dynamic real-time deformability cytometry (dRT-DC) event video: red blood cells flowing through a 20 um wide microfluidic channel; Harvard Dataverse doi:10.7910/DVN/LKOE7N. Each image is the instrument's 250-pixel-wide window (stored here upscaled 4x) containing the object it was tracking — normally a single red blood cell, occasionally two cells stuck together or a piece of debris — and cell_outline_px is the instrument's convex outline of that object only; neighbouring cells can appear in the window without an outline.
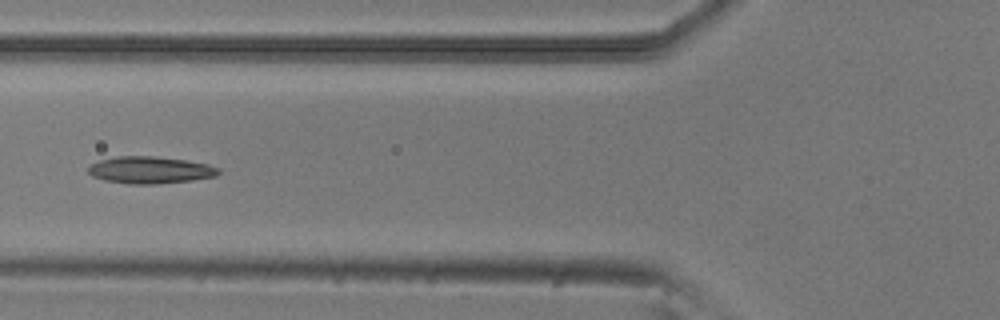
{"species": "common noctule bat (a hibernating species)", "species_latin": "Nyctalus noctula", "temperature_condition": "room temperature", "stored_images_in_passage": 6, "camera_frame_rate_fps": 3000, "um_per_image_px": 0.085, "animal": {"sex": "male", "body_mass_g": 20.5, "forearm_length_mm": 52.5}, "frame": {"image": 1, "passage_image": 5, "time_ms": 1.333, "image_size_px": [1000, 320], "cell_outline_px": [[220, 172], [216, 176], [188, 180], [152, 184], [128, 184], [104, 180], [92, 176], [88, 172], [88, 168], [92, 164], [100, 160], [116, 156], [152, 156], [184, 160], [208, 164], [220, 168]], "centroid_in_image_um": [12.74, 14.45], "position_along_channel_um": 113.1, "area_um2": 20.29}}
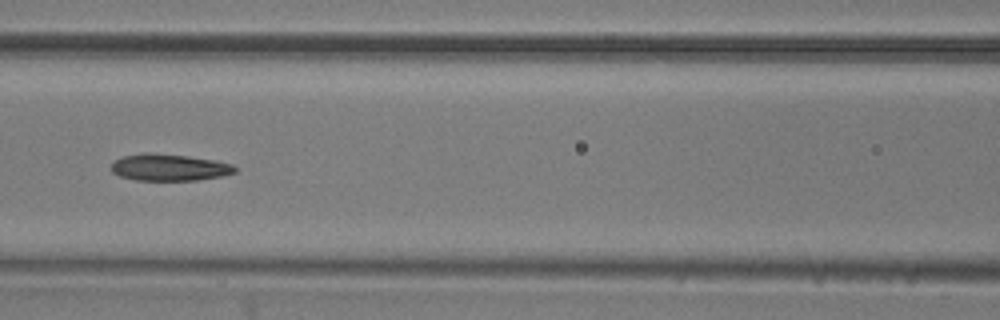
{"frame": {"image": 2, "passage_image": 6, "time_ms": 1.667, "image_size_px": [1000, 320], "cell_outline_px": [[236, 172], [224, 176], [196, 180], [136, 180], [120, 176], [112, 172], [112, 164], [116, 160], [124, 156], [144, 152], [148, 152], [188, 156], [216, 160], [232, 164], [236, 168]], "centroid_in_image_um": [14.42, 14.23], "position_along_channel_um": 152.2, "area_um2": 19.31}}